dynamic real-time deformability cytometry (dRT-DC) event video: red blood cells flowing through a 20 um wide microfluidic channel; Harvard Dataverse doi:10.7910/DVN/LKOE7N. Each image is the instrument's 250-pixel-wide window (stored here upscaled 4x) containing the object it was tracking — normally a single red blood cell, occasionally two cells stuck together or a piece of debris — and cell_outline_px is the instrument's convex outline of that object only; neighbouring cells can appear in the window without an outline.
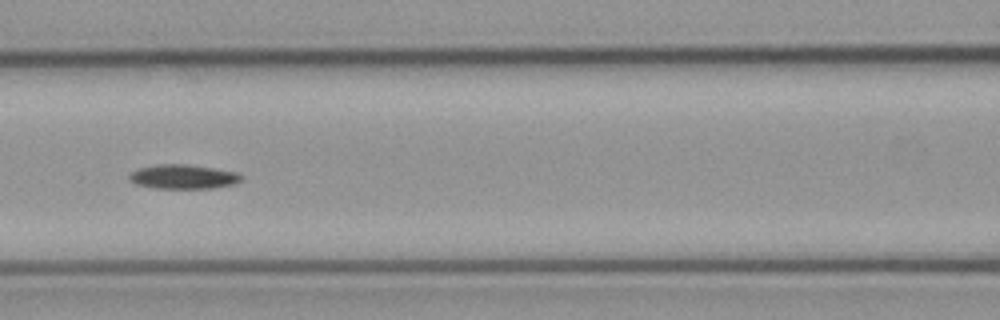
{"species": "common noctule bat (a hibernating species)", "species_latin": "Nyctalus noctula", "temperature_condition": "cold", "stored_images_in_passage": 9, "camera_frame_rate_fps": 3000, "um_per_image_px": 0.085, "animal": {"sex": "male", "body_mass_g": 23.1, "forearm_length_mm": 52.7}, "frame": {"image": 1, "passage_image": 7, "time_ms": 7.0, "image_size_px": [1000, 320], "cell_outline_px": [[244, 176], [236, 184], [212, 188], [156, 188], [136, 184], [128, 180], [128, 176], [136, 168], [156, 164], [184, 164], [212, 168], [236, 172]], "centroid_in_image_um": [15.54, 15.02], "position_along_channel_um": 151.1, "area_um2": 15.9}}
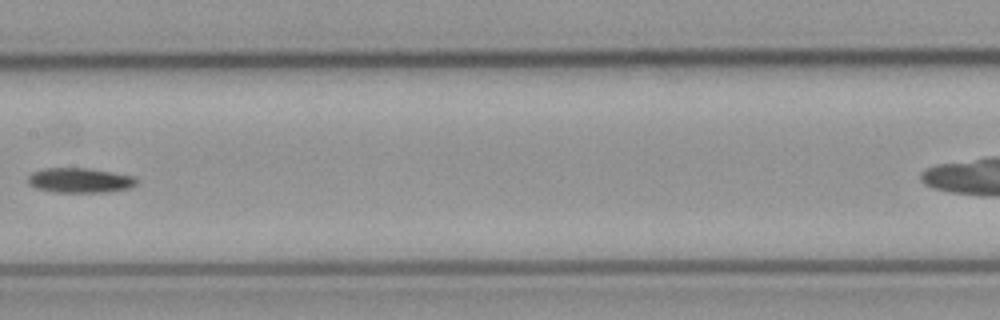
{"frame": {"image": 2, "passage_image": 8, "time_ms": 8.333, "image_size_px": [1000, 320], "cell_outline_px": [[136, 184], [128, 188], [104, 192], [56, 192], [36, 188], [28, 184], [28, 176], [32, 172], [44, 168], [88, 168], [136, 176]], "centroid_in_image_um": [6.77, 15.32], "position_along_channel_um": 200.6, "area_um2": 15.66}}